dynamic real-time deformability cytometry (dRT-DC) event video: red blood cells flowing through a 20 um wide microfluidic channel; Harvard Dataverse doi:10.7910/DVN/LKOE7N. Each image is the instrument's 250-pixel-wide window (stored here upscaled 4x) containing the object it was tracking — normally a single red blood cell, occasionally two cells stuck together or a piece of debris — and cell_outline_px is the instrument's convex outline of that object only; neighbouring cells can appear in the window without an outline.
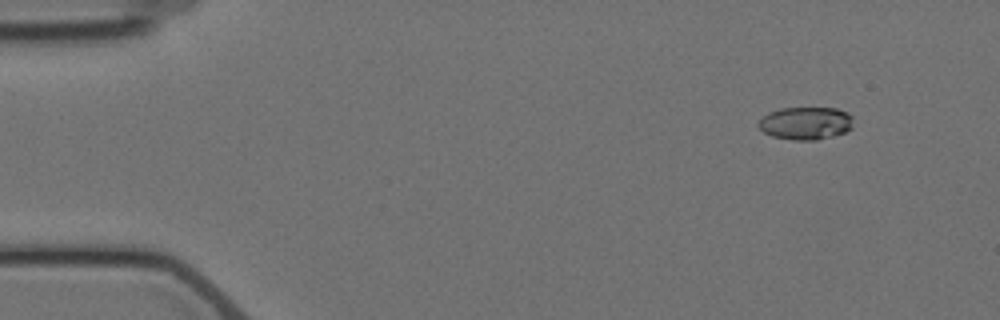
{"species": "Egyptian fruit bat (a non-hibernating species)", "species_latin": "Rousettus aegyptiacus", "temperature_condition": "cold", "stored_images_in_passage": 5, "camera_frame_rate_fps": 3000, "um_per_image_px": 0.085, "animal": {"sex": "female"}, "frame": {"image": 1, "passage_image": 2, "time_ms": 1.0, "image_size_px": [1000, 320], "cell_outline_px": [[852, 128], [844, 132], [832, 136], [816, 140], [792, 140], [772, 136], [764, 132], [756, 124], [768, 112], [780, 108], [836, 108], [848, 112], [852, 116]], "centroid_in_image_um": [68.48, 10.47], "position_along_channel_um": 16.5, "area_um2": 18.15}}
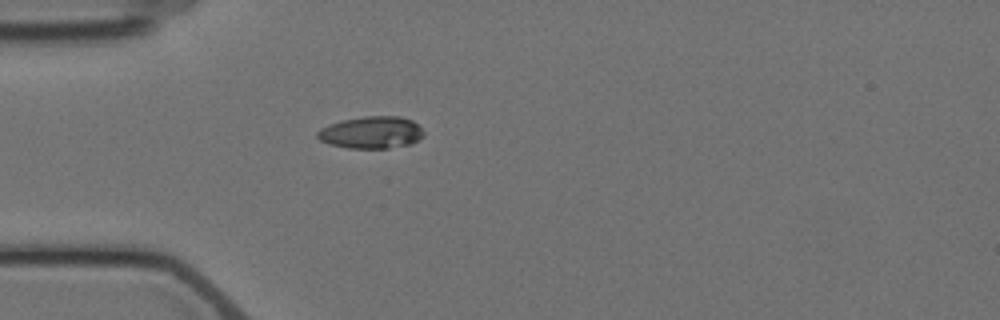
{"frame": {"image": 2, "passage_image": 5, "time_ms": 4.667, "image_size_px": [1000, 320], "cell_outline_px": [[424, 136], [420, 140], [412, 144], [388, 148], [348, 148], [328, 144], [320, 140], [316, 136], [316, 132], [320, 128], [328, 124], [344, 120], [364, 116], [400, 116], [412, 120], [424, 132]], "centroid_in_image_um": [31.56, 11.26], "position_along_channel_um": 53.4, "area_um2": 20.06}}